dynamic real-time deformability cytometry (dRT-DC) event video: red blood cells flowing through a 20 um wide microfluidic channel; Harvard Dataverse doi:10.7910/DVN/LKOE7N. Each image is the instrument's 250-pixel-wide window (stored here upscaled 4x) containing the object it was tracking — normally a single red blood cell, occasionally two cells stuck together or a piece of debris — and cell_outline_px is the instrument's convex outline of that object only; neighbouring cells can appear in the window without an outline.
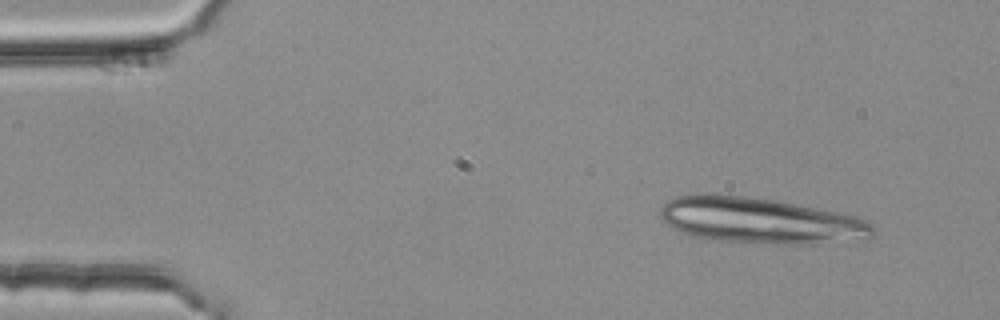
{"species": "common noctule bat (a hibernating species)", "species_latin": "Nyctalus noctula", "temperature_condition": "room temperature", "stored_images_in_passage": 4, "camera_frame_rate_fps": 3000, "um_per_image_px": 0.085, "animal": {"sex": "female", "body_mass_g": 25.1}, "frame": {"image": 1, "passage_image": 4, "time_ms": 1.0, "image_size_px": [1000, 320], "cell_outline_px": [[876, 232], [872, 240], [812, 244], [792, 244], [720, 240], [692, 236], [668, 224], [660, 216], [660, 208], [668, 200], [676, 196], [744, 196], [772, 200], [816, 208], [836, 212], [868, 220], [876, 228]], "centroid_in_image_um": [64.78, 18.78], "position_along_channel_um": 20.2, "area_um2": 55.95}}